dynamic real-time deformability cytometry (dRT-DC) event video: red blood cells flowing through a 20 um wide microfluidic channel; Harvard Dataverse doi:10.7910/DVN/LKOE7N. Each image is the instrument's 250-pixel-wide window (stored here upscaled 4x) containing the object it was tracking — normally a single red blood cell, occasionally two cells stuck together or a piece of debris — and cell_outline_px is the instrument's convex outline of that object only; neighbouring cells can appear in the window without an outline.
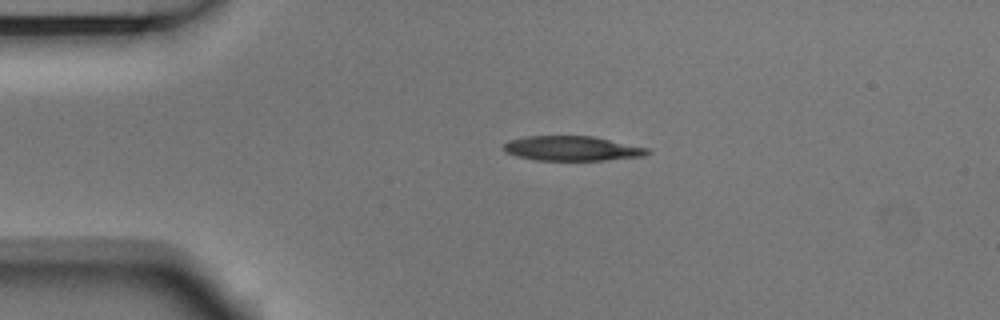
{"species": "Egyptian fruit bat (a non-hibernating species)", "species_latin": "Rousettus aegyptiacus", "temperature_condition": "room temperature", "stored_images_in_passage": 3, "camera_frame_rate_fps": 3000, "um_per_image_px": 0.085, "animal": {"sex": "male"}, "frame": {"image": 1, "passage_image": 2, "time_ms": 0.333, "image_size_px": [1000, 320], "cell_outline_px": [[652, 152], [644, 156], [604, 160], [536, 160], [516, 156], [504, 152], [504, 144], [508, 140], [528, 136], [592, 136], [648, 148]], "centroid_in_image_um": [48.61, 12.62], "position_along_channel_um": 36.4, "area_um2": 20.63}}